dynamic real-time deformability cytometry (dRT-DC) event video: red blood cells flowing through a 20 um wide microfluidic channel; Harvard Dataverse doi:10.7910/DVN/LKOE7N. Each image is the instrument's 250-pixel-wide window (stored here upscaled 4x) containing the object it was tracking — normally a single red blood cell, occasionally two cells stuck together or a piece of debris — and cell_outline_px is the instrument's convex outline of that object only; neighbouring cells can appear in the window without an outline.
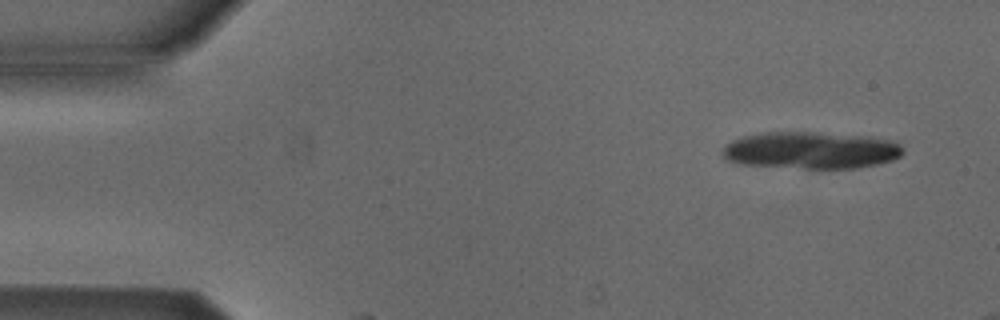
{"species": "Egyptian fruit bat (a non-hibernating species)", "species_latin": "Rousettus aegyptiacus", "temperature_condition": "cold", "stored_images_in_passage": 6, "camera_frame_rate_fps": 3000, "um_per_image_px": 0.085, "animal": {"sex": "male"}, "frame": {"image": 1, "passage_image": 4, "time_ms": 1.0, "image_size_px": [1000, 320], "cell_outline_px": [[904, 152], [900, 156], [892, 160], [876, 164], [856, 168], [804, 168], [740, 164], [728, 160], [720, 152], [732, 140], [744, 136], [764, 132], [816, 132], [860, 136], [888, 140], [900, 144]], "centroid_in_image_um": [68.9, 12.78], "position_along_channel_um": 16.1, "area_um2": 38.55}}